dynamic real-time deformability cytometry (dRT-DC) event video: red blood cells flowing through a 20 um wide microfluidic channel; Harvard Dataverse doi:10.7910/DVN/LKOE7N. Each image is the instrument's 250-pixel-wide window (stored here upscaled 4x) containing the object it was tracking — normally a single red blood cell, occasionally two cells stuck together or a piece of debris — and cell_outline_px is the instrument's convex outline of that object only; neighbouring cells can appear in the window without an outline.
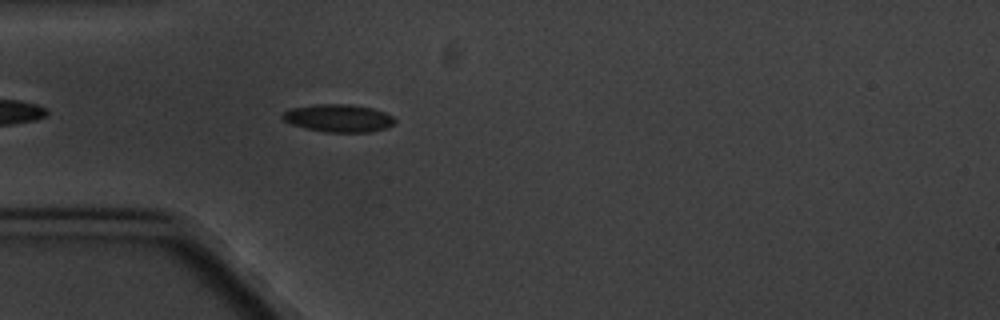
{"species": "common noctule bat (a hibernating species)", "species_latin": "Nyctalus noctula", "temperature_condition": "cold", "stored_images_in_passage": 5, "camera_frame_rate_fps": 3000, "um_per_image_px": 0.085, "animal": {"sex": "male", "body_mass_g": 20.1, "forearm_length_mm": 53.5}, "frame": {"image": 1, "passage_image": 5, "time_ms": 5.333, "image_size_px": [1000, 320], "cell_outline_px": [[396, 120], [392, 124], [384, 128], [368, 132], [324, 132], [304, 128], [292, 124], [284, 120], [280, 116], [284, 112], [292, 108], [316, 104], [348, 104], [372, 108], [384, 112], [392, 116]], "centroid_in_image_um": [28.74, 10.04], "position_along_channel_um": 56.3, "area_um2": 17.98}}